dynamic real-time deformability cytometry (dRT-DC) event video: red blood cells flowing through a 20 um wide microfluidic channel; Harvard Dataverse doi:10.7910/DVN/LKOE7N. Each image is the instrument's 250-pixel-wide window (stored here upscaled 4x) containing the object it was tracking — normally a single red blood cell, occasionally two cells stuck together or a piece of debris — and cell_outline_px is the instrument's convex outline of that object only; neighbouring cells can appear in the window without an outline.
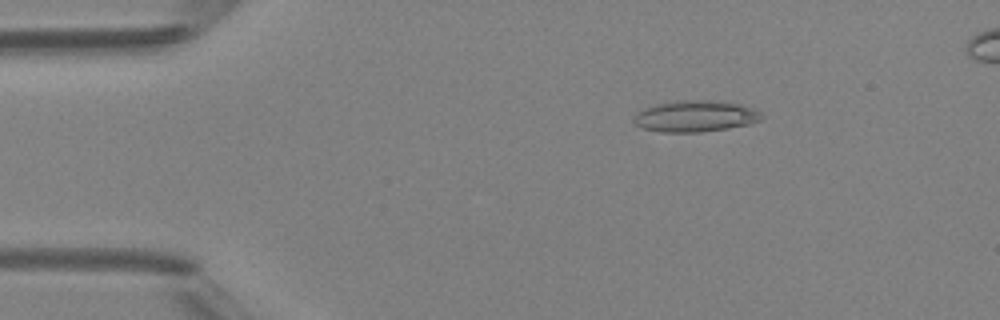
{"species": "Egyptian fruit bat (a non-hibernating species)", "species_latin": "Rousettus aegyptiacus", "temperature_condition": "room temperature", "stored_images_in_passage": 6, "camera_frame_rate_fps": 3000, "um_per_image_px": 0.085, "animal": {"sex": "female"}, "frame": {"image": 1, "passage_image": 3, "time_ms": 2.333, "image_size_px": [1000, 320], "cell_outline_px": [[764, 116], [760, 120], [748, 124], [728, 128], [700, 132], [664, 132], [644, 128], [636, 124], [632, 120], [636, 112], [644, 108], [656, 104], [676, 100], [708, 100], [740, 104], [752, 108], [760, 112]], "centroid_in_image_um": [59.09, 9.87], "position_along_channel_um": 25.9, "area_um2": 23.24}}
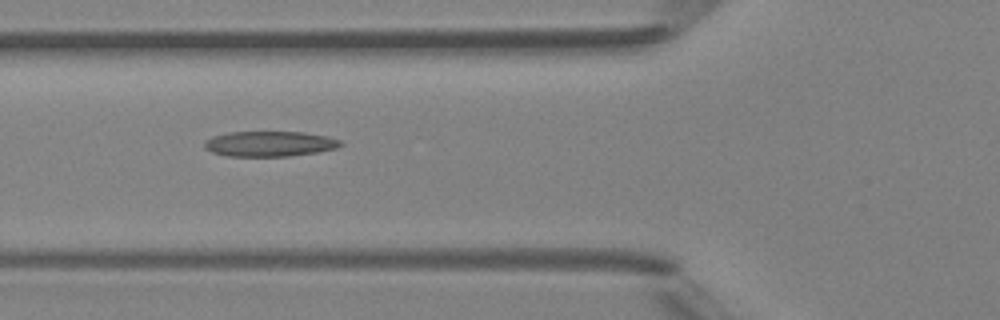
{"frame": {"image": 2, "passage_image": 6, "time_ms": 5.667, "image_size_px": [1000, 320], "cell_outline_px": [[344, 144], [336, 148], [316, 152], [288, 156], [228, 156], [212, 152], [204, 148], [204, 140], [212, 136], [228, 132], [304, 132], [328, 136], [340, 140]], "centroid_in_image_um": [22.9, 12.22], "position_along_channel_um": 102.9, "area_um2": 20.11}}